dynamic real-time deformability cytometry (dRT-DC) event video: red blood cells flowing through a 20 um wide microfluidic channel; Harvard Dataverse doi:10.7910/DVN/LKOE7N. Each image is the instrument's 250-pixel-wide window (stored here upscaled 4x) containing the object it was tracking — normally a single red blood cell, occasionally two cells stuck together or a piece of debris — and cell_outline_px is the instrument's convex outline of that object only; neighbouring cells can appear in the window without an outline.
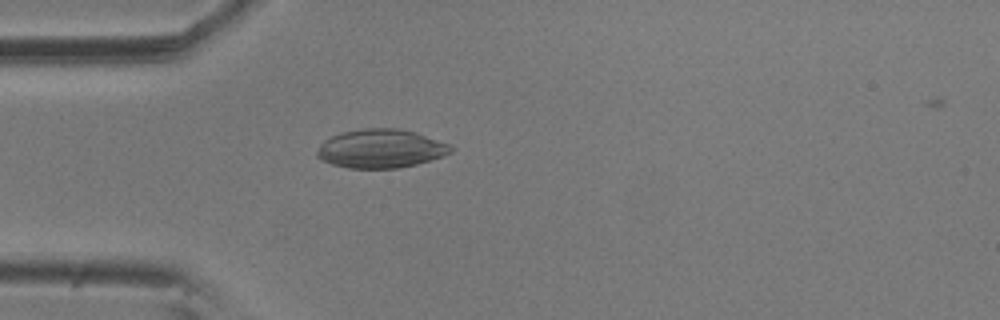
{"species": "common noctule bat (a hibernating species)", "species_latin": "Nyctalus noctula", "temperature_condition": "room temperature", "stored_images_in_passage": 6, "camera_frame_rate_fps": 3000, "um_per_image_px": 0.085, "animal": {"sex": "male", "body_mass_g": 20.5, "forearm_length_mm": 52.5}, "frame": {"image": 1, "passage_image": 5, "time_ms": 1.333, "image_size_px": [1000, 320], "cell_outline_px": [[456, 148], [452, 152], [444, 156], [432, 160], [400, 168], [348, 168], [332, 164], [320, 160], [316, 156], [316, 152], [320, 144], [324, 140], [340, 132], [364, 128], [396, 128], [412, 132], [452, 144]], "centroid_in_image_um": [32.37, 12.64], "position_along_channel_um": 52.6, "area_um2": 30.4}}